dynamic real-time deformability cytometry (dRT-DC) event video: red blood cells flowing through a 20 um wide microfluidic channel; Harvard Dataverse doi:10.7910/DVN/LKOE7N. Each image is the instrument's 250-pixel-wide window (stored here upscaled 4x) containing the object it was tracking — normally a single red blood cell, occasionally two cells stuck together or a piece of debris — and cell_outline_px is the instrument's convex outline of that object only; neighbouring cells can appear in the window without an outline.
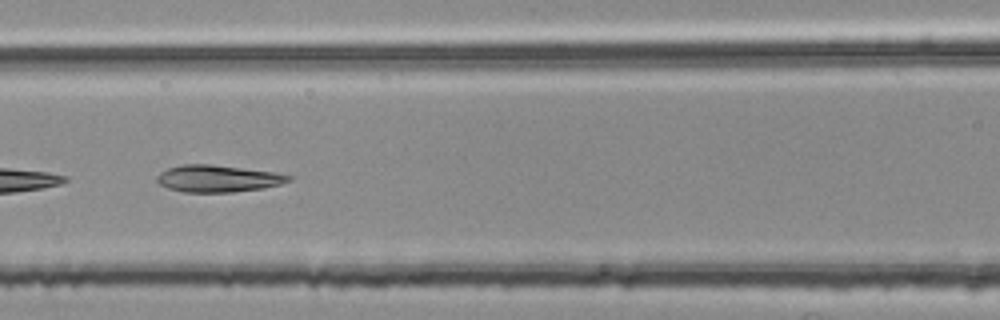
{"species": "common noctule bat (a hibernating species)", "species_latin": "Nyctalus noctula", "temperature_condition": "room temperature", "stored_images_in_passage": 35, "camera_frame_rate_fps": 3000, "um_per_image_px": 0.085, "animal": {"sex": "female", "body_mass_g": 25.1}, "frame": {"image": 1, "passage_image": 7, "time_ms": 2.0, "image_size_px": [1000, 320], "cell_outline_px": [[292, 180], [280, 184], [264, 188], [232, 192], [184, 192], [168, 188], [160, 184], [156, 180], [156, 176], [160, 172], [168, 168], [180, 164], [208, 164], [272, 172], [292, 176]], "centroid_in_image_um": [18.48, 15.18], "position_along_channel_um": 148.1, "area_um2": 20.52}}
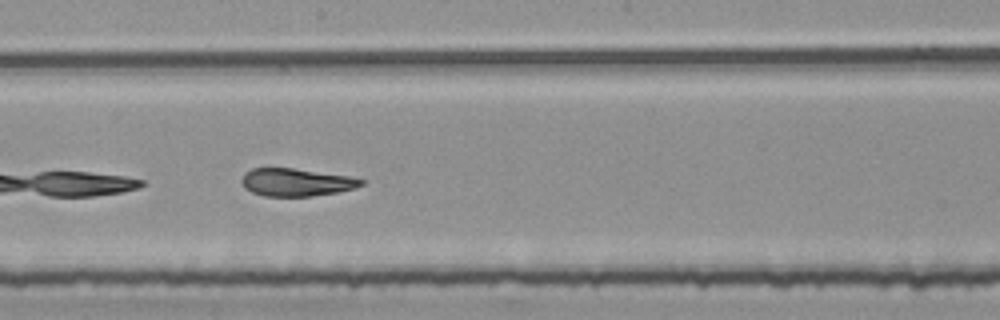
{"frame": {"image": 2, "passage_image": 13, "time_ms": 4.0, "image_size_px": [1000, 320], "cell_outline_px": [[364, 184], [356, 188], [336, 192], [312, 196], [264, 196], [252, 192], [244, 188], [240, 180], [244, 172], [252, 168], [292, 168], [348, 176], [364, 180]], "centroid_in_image_um": [25.14, 15.49], "position_along_channel_um": 223.1, "area_um2": 19.31}}
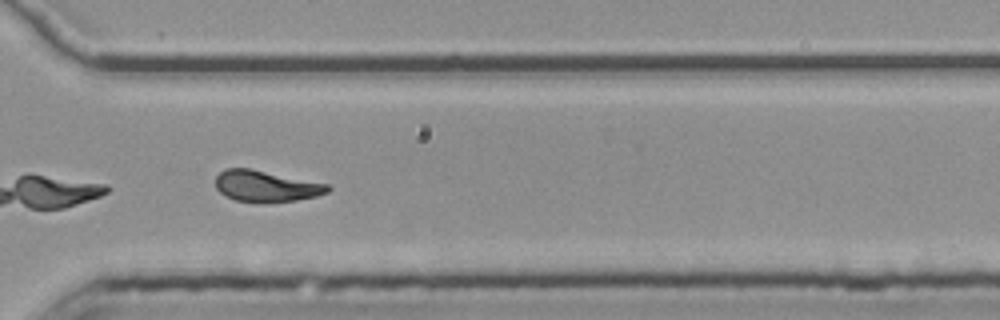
{"frame": {"image": 3, "passage_image": 23, "time_ms": 7.333, "image_size_px": [1000, 320], "cell_outline_px": [[332, 188], [328, 192], [316, 196], [296, 200], [236, 200], [220, 192], [216, 188], [216, 176], [224, 168], [248, 168], [328, 184]], "centroid_in_image_um": [22.61, 15.78], "position_along_channel_um": 348.0, "area_um2": 19.59}}